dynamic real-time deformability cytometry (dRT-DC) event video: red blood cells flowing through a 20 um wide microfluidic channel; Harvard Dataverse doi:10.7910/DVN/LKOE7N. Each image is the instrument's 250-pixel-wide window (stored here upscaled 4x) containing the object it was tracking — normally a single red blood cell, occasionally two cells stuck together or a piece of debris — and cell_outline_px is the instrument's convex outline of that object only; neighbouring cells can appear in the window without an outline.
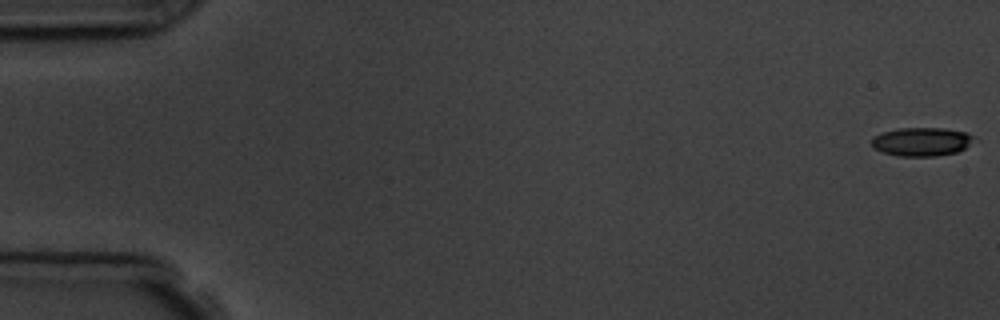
{"species": "common noctule bat (a hibernating species)", "species_latin": "Nyctalus noctula", "temperature_condition": "room temperature", "stored_images_in_passage": 6, "camera_frame_rate_fps": 3000, "um_per_image_px": 0.085, "animal": {"sex": "male", "body_mass_g": 19.5, "forearm_length_mm": 54.6}, "frame": {"image": 1, "passage_image": 1, "time_ms": 0.0, "image_size_px": [1000, 320], "cell_outline_px": [[972, 136], [968, 144], [964, 148], [956, 152], [936, 156], [900, 156], [884, 152], [872, 148], [872, 136], [880, 132], [900, 128], [944, 128], [968, 132]], "centroid_in_image_um": [78.27, 12.03], "position_along_channel_um": 6.7, "area_um2": 16.94}}
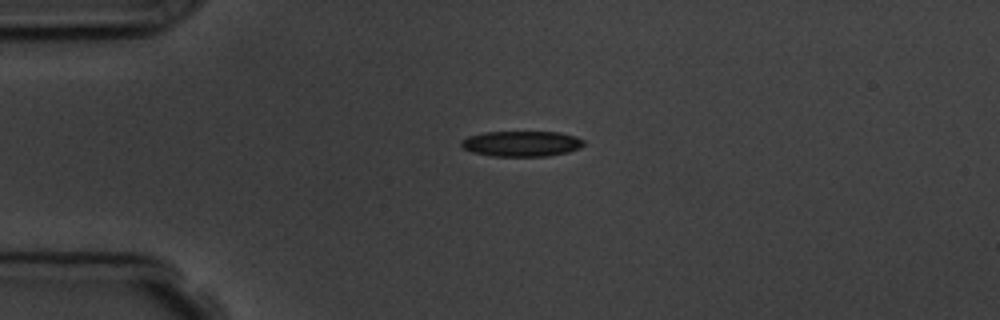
{"frame": {"image": 2, "passage_image": 4, "time_ms": 4.333, "image_size_px": [1000, 320], "cell_outline_px": [[584, 144], [580, 148], [568, 152], [548, 156], [492, 156], [472, 152], [464, 148], [460, 144], [460, 140], [468, 136], [484, 132], [560, 132], [576, 136], [584, 140]], "centroid_in_image_um": [44.34, 12.21], "position_along_channel_um": 40.7, "area_um2": 18.32}}